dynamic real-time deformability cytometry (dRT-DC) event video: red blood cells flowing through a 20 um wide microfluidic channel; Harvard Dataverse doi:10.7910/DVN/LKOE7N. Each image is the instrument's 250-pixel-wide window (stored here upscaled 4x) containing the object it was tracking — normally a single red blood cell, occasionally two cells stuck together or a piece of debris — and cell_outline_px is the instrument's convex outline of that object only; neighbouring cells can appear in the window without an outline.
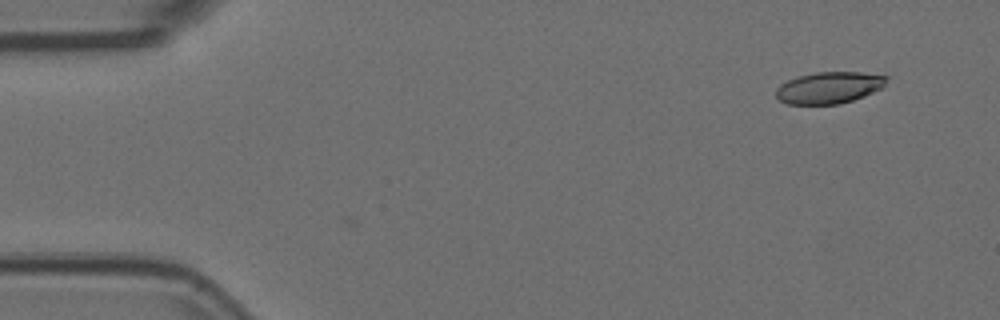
{"species": "Egyptian fruit bat (a non-hibernating species)", "species_latin": "Rousettus aegyptiacus", "temperature_condition": "room temperature", "stored_images_in_passage": 2, "camera_frame_rate_fps": 3000, "um_per_image_px": 0.085, "animal": {"sex": "female"}, "frame": {"image": 1, "passage_image": 1, "time_ms": 0.0, "image_size_px": [1000, 320], "cell_outline_px": [[888, 76], [884, 84], [880, 88], [864, 96], [840, 104], [788, 104], [780, 100], [776, 96], [776, 88], [780, 84], [796, 76], [816, 72], [860, 72]], "centroid_in_image_um": [70.43, 7.44], "position_along_channel_um": 14.6, "area_um2": 20.29}}